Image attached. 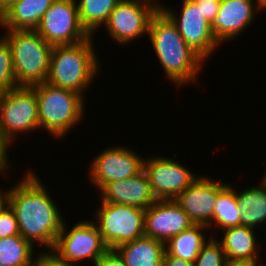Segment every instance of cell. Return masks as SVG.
<instances>
[{
  "label": "cell",
  "instance_id": "obj_6",
  "mask_svg": "<svg viewBox=\"0 0 266 266\" xmlns=\"http://www.w3.org/2000/svg\"><path fill=\"white\" fill-rule=\"evenodd\" d=\"M39 130L38 105L35 90L18 86L0 93V136L10 147L19 134Z\"/></svg>",
  "mask_w": 266,
  "mask_h": 266
},
{
  "label": "cell",
  "instance_id": "obj_34",
  "mask_svg": "<svg viewBox=\"0 0 266 266\" xmlns=\"http://www.w3.org/2000/svg\"><path fill=\"white\" fill-rule=\"evenodd\" d=\"M10 188L0 190V214L9 207Z\"/></svg>",
  "mask_w": 266,
  "mask_h": 266
},
{
  "label": "cell",
  "instance_id": "obj_10",
  "mask_svg": "<svg viewBox=\"0 0 266 266\" xmlns=\"http://www.w3.org/2000/svg\"><path fill=\"white\" fill-rule=\"evenodd\" d=\"M35 31L52 46L76 44L91 37L81 24L76 0H55Z\"/></svg>",
  "mask_w": 266,
  "mask_h": 266
},
{
  "label": "cell",
  "instance_id": "obj_21",
  "mask_svg": "<svg viewBox=\"0 0 266 266\" xmlns=\"http://www.w3.org/2000/svg\"><path fill=\"white\" fill-rule=\"evenodd\" d=\"M234 191L237 197L238 209L241 211L240 225L251 228L266 224V186L260 182L259 186H252Z\"/></svg>",
  "mask_w": 266,
  "mask_h": 266
},
{
  "label": "cell",
  "instance_id": "obj_9",
  "mask_svg": "<svg viewBox=\"0 0 266 266\" xmlns=\"http://www.w3.org/2000/svg\"><path fill=\"white\" fill-rule=\"evenodd\" d=\"M159 7L155 0H121L103 27L117 44H131L148 35L149 22Z\"/></svg>",
  "mask_w": 266,
  "mask_h": 266
},
{
  "label": "cell",
  "instance_id": "obj_31",
  "mask_svg": "<svg viewBox=\"0 0 266 266\" xmlns=\"http://www.w3.org/2000/svg\"><path fill=\"white\" fill-rule=\"evenodd\" d=\"M94 266H126V264L114 249H108Z\"/></svg>",
  "mask_w": 266,
  "mask_h": 266
},
{
  "label": "cell",
  "instance_id": "obj_26",
  "mask_svg": "<svg viewBox=\"0 0 266 266\" xmlns=\"http://www.w3.org/2000/svg\"><path fill=\"white\" fill-rule=\"evenodd\" d=\"M18 87L12 65V53L8 40L0 35V93Z\"/></svg>",
  "mask_w": 266,
  "mask_h": 266
},
{
  "label": "cell",
  "instance_id": "obj_37",
  "mask_svg": "<svg viewBox=\"0 0 266 266\" xmlns=\"http://www.w3.org/2000/svg\"><path fill=\"white\" fill-rule=\"evenodd\" d=\"M255 4L257 7V12L260 10H266V0H255Z\"/></svg>",
  "mask_w": 266,
  "mask_h": 266
},
{
  "label": "cell",
  "instance_id": "obj_4",
  "mask_svg": "<svg viewBox=\"0 0 266 266\" xmlns=\"http://www.w3.org/2000/svg\"><path fill=\"white\" fill-rule=\"evenodd\" d=\"M31 87L37 97L39 130H46L49 136L63 139L85 119L86 99L77 92L46 82Z\"/></svg>",
  "mask_w": 266,
  "mask_h": 266
},
{
  "label": "cell",
  "instance_id": "obj_5",
  "mask_svg": "<svg viewBox=\"0 0 266 266\" xmlns=\"http://www.w3.org/2000/svg\"><path fill=\"white\" fill-rule=\"evenodd\" d=\"M3 34L11 48L17 85L31 87L46 82L53 46L35 30H4Z\"/></svg>",
  "mask_w": 266,
  "mask_h": 266
},
{
  "label": "cell",
  "instance_id": "obj_36",
  "mask_svg": "<svg viewBox=\"0 0 266 266\" xmlns=\"http://www.w3.org/2000/svg\"><path fill=\"white\" fill-rule=\"evenodd\" d=\"M16 1L18 0H0V15Z\"/></svg>",
  "mask_w": 266,
  "mask_h": 266
},
{
  "label": "cell",
  "instance_id": "obj_35",
  "mask_svg": "<svg viewBox=\"0 0 266 266\" xmlns=\"http://www.w3.org/2000/svg\"><path fill=\"white\" fill-rule=\"evenodd\" d=\"M225 266H266L261 264V262H253V261H226Z\"/></svg>",
  "mask_w": 266,
  "mask_h": 266
},
{
  "label": "cell",
  "instance_id": "obj_14",
  "mask_svg": "<svg viewBox=\"0 0 266 266\" xmlns=\"http://www.w3.org/2000/svg\"><path fill=\"white\" fill-rule=\"evenodd\" d=\"M192 225L175 200H157L145 210L144 234L164 244Z\"/></svg>",
  "mask_w": 266,
  "mask_h": 266
},
{
  "label": "cell",
  "instance_id": "obj_15",
  "mask_svg": "<svg viewBox=\"0 0 266 266\" xmlns=\"http://www.w3.org/2000/svg\"><path fill=\"white\" fill-rule=\"evenodd\" d=\"M255 0H221L218 14L211 23V32L221 45L236 39L256 18Z\"/></svg>",
  "mask_w": 266,
  "mask_h": 266
},
{
  "label": "cell",
  "instance_id": "obj_23",
  "mask_svg": "<svg viewBox=\"0 0 266 266\" xmlns=\"http://www.w3.org/2000/svg\"><path fill=\"white\" fill-rule=\"evenodd\" d=\"M240 217L241 211L238 209L237 197L232 184L218 181V197L213 220L210 222L211 236H214L213 234L216 231L213 228L214 226L218 232L219 230L240 226Z\"/></svg>",
  "mask_w": 266,
  "mask_h": 266
},
{
  "label": "cell",
  "instance_id": "obj_3",
  "mask_svg": "<svg viewBox=\"0 0 266 266\" xmlns=\"http://www.w3.org/2000/svg\"><path fill=\"white\" fill-rule=\"evenodd\" d=\"M94 45L91 36L76 44L53 46L46 83L86 97L85 92L101 71Z\"/></svg>",
  "mask_w": 266,
  "mask_h": 266
},
{
  "label": "cell",
  "instance_id": "obj_16",
  "mask_svg": "<svg viewBox=\"0 0 266 266\" xmlns=\"http://www.w3.org/2000/svg\"><path fill=\"white\" fill-rule=\"evenodd\" d=\"M218 197V180L199 176L175 201L181 206L194 224L210 229Z\"/></svg>",
  "mask_w": 266,
  "mask_h": 266
},
{
  "label": "cell",
  "instance_id": "obj_30",
  "mask_svg": "<svg viewBox=\"0 0 266 266\" xmlns=\"http://www.w3.org/2000/svg\"><path fill=\"white\" fill-rule=\"evenodd\" d=\"M195 4H201V11L205 19L211 24L218 14L221 0H192Z\"/></svg>",
  "mask_w": 266,
  "mask_h": 266
},
{
  "label": "cell",
  "instance_id": "obj_7",
  "mask_svg": "<svg viewBox=\"0 0 266 266\" xmlns=\"http://www.w3.org/2000/svg\"><path fill=\"white\" fill-rule=\"evenodd\" d=\"M65 222L51 251L60 259L75 266L88 259L87 262H93L92 265H95L108 251V247L93 220H80L70 229Z\"/></svg>",
  "mask_w": 266,
  "mask_h": 266
},
{
  "label": "cell",
  "instance_id": "obj_28",
  "mask_svg": "<svg viewBox=\"0 0 266 266\" xmlns=\"http://www.w3.org/2000/svg\"><path fill=\"white\" fill-rule=\"evenodd\" d=\"M18 222L15 212L8 207L0 214V238L18 235Z\"/></svg>",
  "mask_w": 266,
  "mask_h": 266
},
{
  "label": "cell",
  "instance_id": "obj_22",
  "mask_svg": "<svg viewBox=\"0 0 266 266\" xmlns=\"http://www.w3.org/2000/svg\"><path fill=\"white\" fill-rule=\"evenodd\" d=\"M209 228L205 225L194 224L190 228L172 237L165 244L167 254L194 262L203 245L209 240L211 234L207 235ZM206 232V233H205Z\"/></svg>",
  "mask_w": 266,
  "mask_h": 266
},
{
  "label": "cell",
  "instance_id": "obj_13",
  "mask_svg": "<svg viewBox=\"0 0 266 266\" xmlns=\"http://www.w3.org/2000/svg\"><path fill=\"white\" fill-rule=\"evenodd\" d=\"M144 158L126 146H108L92 158L90 182L100 191L110 182L131 178L143 170Z\"/></svg>",
  "mask_w": 266,
  "mask_h": 266
},
{
  "label": "cell",
  "instance_id": "obj_32",
  "mask_svg": "<svg viewBox=\"0 0 266 266\" xmlns=\"http://www.w3.org/2000/svg\"><path fill=\"white\" fill-rule=\"evenodd\" d=\"M11 147H9L1 138L0 136V176L6 175L8 173L9 170V166H10V161H9V149ZM7 171V172H6Z\"/></svg>",
  "mask_w": 266,
  "mask_h": 266
},
{
  "label": "cell",
  "instance_id": "obj_1",
  "mask_svg": "<svg viewBox=\"0 0 266 266\" xmlns=\"http://www.w3.org/2000/svg\"><path fill=\"white\" fill-rule=\"evenodd\" d=\"M20 180L10 187L9 195V207L16 214L19 233L33 246L44 245L52 250L65 219L38 174L28 170Z\"/></svg>",
  "mask_w": 266,
  "mask_h": 266
},
{
  "label": "cell",
  "instance_id": "obj_17",
  "mask_svg": "<svg viewBox=\"0 0 266 266\" xmlns=\"http://www.w3.org/2000/svg\"><path fill=\"white\" fill-rule=\"evenodd\" d=\"M99 193L101 202L140 207L145 210L157 201L144 170L131 178L106 184Z\"/></svg>",
  "mask_w": 266,
  "mask_h": 266
},
{
  "label": "cell",
  "instance_id": "obj_29",
  "mask_svg": "<svg viewBox=\"0 0 266 266\" xmlns=\"http://www.w3.org/2000/svg\"><path fill=\"white\" fill-rule=\"evenodd\" d=\"M34 259L32 266H75L60 259L51 250H41Z\"/></svg>",
  "mask_w": 266,
  "mask_h": 266
},
{
  "label": "cell",
  "instance_id": "obj_25",
  "mask_svg": "<svg viewBox=\"0 0 266 266\" xmlns=\"http://www.w3.org/2000/svg\"><path fill=\"white\" fill-rule=\"evenodd\" d=\"M120 1L76 0L82 26L91 36H94V32L103 27L108 20L109 14Z\"/></svg>",
  "mask_w": 266,
  "mask_h": 266
},
{
  "label": "cell",
  "instance_id": "obj_27",
  "mask_svg": "<svg viewBox=\"0 0 266 266\" xmlns=\"http://www.w3.org/2000/svg\"><path fill=\"white\" fill-rule=\"evenodd\" d=\"M216 233L218 232L203 245L193 262L194 266H225L227 259L221 243L216 238L219 234Z\"/></svg>",
  "mask_w": 266,
  "mask_h": 266
},
{
  "label": "cell",
  "instance_id": "obj_33",
  "mask_svg": "<svg viewBox=\"0 0 266 266\" xmlns=\"http://www.w3.org/2000/svg\"><path fill=\"white\" fill-rule=\"evenodd\" d=\"M164 266H194L193 262L184 260L183 258L174 257L165 252Z\"/></svg>",
  "mask_w": 266,
  "mask_h": 266
},
{
  "label": "cell",
  "instance_id": "obj_24",
  "mask_svg": "<svg viewBox=\"0 0 266 266\" xmlns=\"http://www.w3.org/2000/svg\"><path fill=\"white\" fill-rule=\"evenodd\" d=\"M34 248L20 234L0 238V266H32Z\"/></svg>",
  "mask_w": 266,
  "mask_h": 266
},
{
  "label": "cell",
  "instance_id": "obj_8",
  "mask_svg": "<svg viewBox=\"0 0 266 266\" xmlns=\"http://www.w3.org/2000/svg\"><path fill=\"white\" fill-rule=\"evenodd\" d=\"M93 221L108 249L144 236L145 209L123 204L100 203Z\"/></svg>",
  "mask_w": 266,
  "mask_h": 266
},
{
  "label": "cell",
  "instance_id": "obj_20",
  "mask_svg": "<svg viewBox=\"0 0 266 266\" xmlns=\"http://www.w3.org/2000/svg\"><path fill=\"white\" fill-rule=\"evenodd\" d=\"M126 266H164L165 244L146 235L114 249Z\"/></svg>",
  "mask_w": 266,
  "mask_h": 266
},
{
  "label": "cell",
  "instance_id": "obj_2",
  "mask_svg": "<svg viewBox=\"0 0 266 266\" xmlns=\"http://www.w3.org/2000/svg\"><path fill=\"white\" fill-rule=\"evenodd\" d=\"M148 35L165 77L175 88L198 83L205 61L185 42L176 24L160 7L151 17Z\"/></svg>",
  "mask_w": 266,
  "mask_h": 266
},
{
  "label": "cell",
  "instance_id": "obj_18",
  "mask_svg": "<svg viewBox=\"0 0 266 266\" xmlns=\"http://www.w3.org/2000/svg\"><path fill=\"white\" fill-rule=\"evenodd\" d=\"M255 228L248 226L230 227L220 232L223 234L219 242L222 245L228 261L262 262L259 254L260 245L257 243Z\"/></svg>",
  "mask_w": 266,
  "mask_h": 266
},
{
  "label": "cell",
  "instance_id": "obj_11",
  "mask_svg": "<svg viewBox=\"0 0 266 266\" xmlns=\"http://www.w3.org/2000/svg\"><path fill=\"white\" fill-rule=\"evenodd\" d=\"M181 1L183 2L179 14L166 3H160V8L176 24L179 34L194 52L204 61H208L220 44L211 32V24L201 11V4H195L192 0Z\"/></svg>",
  "mask_w": 266,
  "mask_h": 266
},
{
  "label": "cell",
  "instance_id": "obj_12",
  "mask_svg": "<svg viewBox=\"0 0 266 266\" xmlns=\"http://www.w3.org/2000/svg\"><path fill=\"white\" fill-rule=\"evenodd\" d=\"M143 170L157 200H175L200 176L177 159L163 155L144 158Z\"/></svg>",
  "mask_w": 266,
  "mask_h": 266
},
{
  "label": "cell",
  "instance_id": "obj_19",
  "mask_svg": "<svg viewBox=\"0 0 266 266\" xmlns=\"http://www.w3.org/2000/svg\"><path fill=\"white\" fill-rule=\"evenodd\" d=\"M55 0H18L0 15V29L35 30Z\"/></svg>",
  "mask_w": 266,
  "mask_h": 266
},
{
  "label": "cell",
  "instance_id": "obj_38",
  "mask_svg": "<svg viewBox=\"0 0 266 266\" xmlns=\"http://www.w3.org/2000/svg\"><path fill=\"white\" fill-rule=\"evenodd\" d=\"M261 182L266 186V172L265 175L262 176Z\"/></svg>",
  "mask_w": 266,
  "mask_h": 266
}]
</instances>
